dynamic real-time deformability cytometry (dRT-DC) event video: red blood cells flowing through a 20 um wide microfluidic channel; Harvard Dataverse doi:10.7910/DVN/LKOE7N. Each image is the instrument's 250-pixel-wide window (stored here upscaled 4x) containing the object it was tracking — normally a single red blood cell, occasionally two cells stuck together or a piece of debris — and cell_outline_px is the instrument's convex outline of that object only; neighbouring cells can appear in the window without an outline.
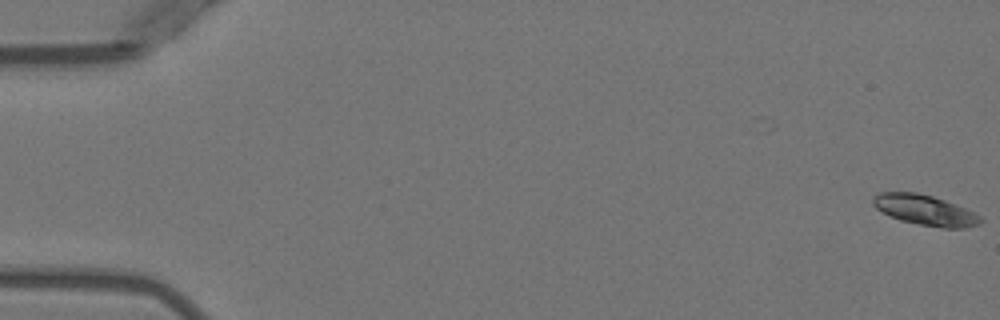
{"species": "Egyptian fruit bat (a non-hibernating species)", "species_latin": "Rousettus aegyptiacus", "temperature_condition": "warm", "stored_images_in_passage": 5, "camera_frame_rate_fps": 3000, "um_per_image_px": 0.085, "animal": {"sex": "female"}, "frame": {"image": 1, "passage_image": 1, "time_ms": 0.0, "image_size_px": [1000, 320], "cell_outline_px": [[984, 220], [980, 224], [964, 228], [944, 228], [920, 224], [900, 220], [876, 208], [872, 204], [872, 196], [876, 192], [916, 192], [932, 196], [956, 204], [980, 216]], "centroid_in_image_um": [78.61, 17.85], "position_along_channel_um": 6.4, "area_um2": 18.9}}
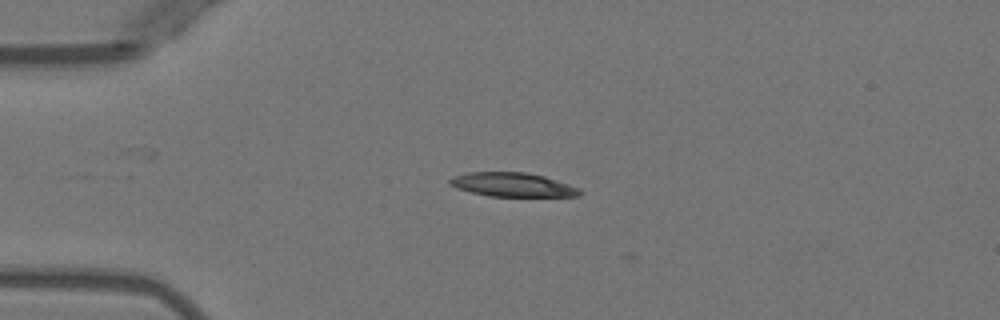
{"frame": {"image": 2, "passage_image": 4, "time_ms": 3.667, "image_size_px": [1000, 320], "cell_outline_px": [[584, 192], [580, 196], [488, 196], [456, 188], [448, 184], [448, 180], [452, 176], [468, 172], [524, 172], [544, 176], [580, 188]], "centroid_in_image_um": [43.55, 15.7], "position_along_channel_um": 41.4, "area_um2": 18.21}}